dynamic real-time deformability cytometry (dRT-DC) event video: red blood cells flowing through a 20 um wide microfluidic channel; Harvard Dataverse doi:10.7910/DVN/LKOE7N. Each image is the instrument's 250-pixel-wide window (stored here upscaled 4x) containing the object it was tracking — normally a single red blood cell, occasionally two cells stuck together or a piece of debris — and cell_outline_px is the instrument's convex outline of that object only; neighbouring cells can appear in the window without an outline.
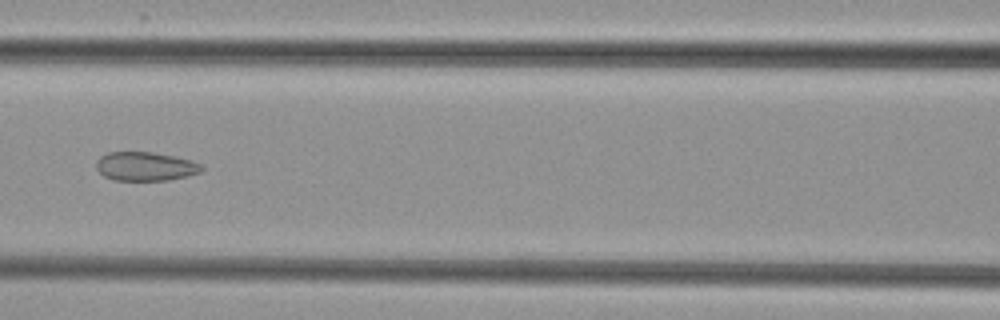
{"species": "common noctule bat (a hibernating species)", "species_latin": "Nyctalus noctula", "temperature_condition": "cold", "stored_images_in_passage": 7, "camera_frame_rate_fps": 3000, "um_per_image_px": 0.085, "animal": {"sex": "female", "body_mass_g": 29.2, "forearm_length_mm": 56.3}, "frame": {"image": 1, "passage_image": 6, "time_ms": 6.0, "image_size_px": [1000, 320], "cell_outline_px": [[204, 168], [200, 172], [188, 176], [168, 180], [112, 180], [104, 176], [96, 168], [96, 160], [100, 156], [108, 152], [152, 152], [176, 156], [192, 160], [200, 164]], "centroid_in_image_um": [12.36, 14.14], "position_along_channel_um": 154.2, "area_um2": 17.86}}
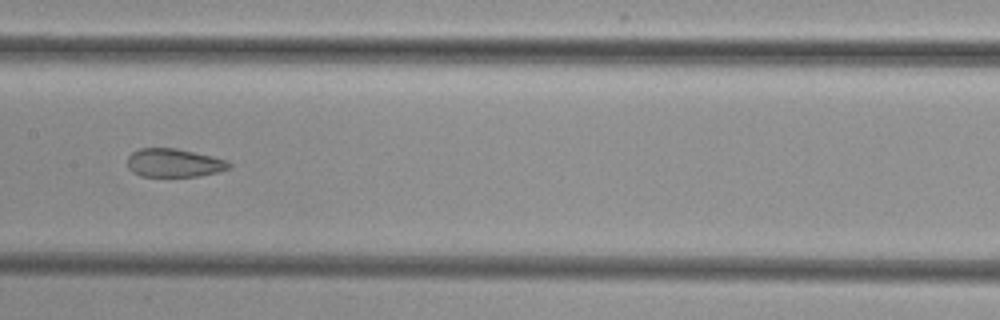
{"frame": {"image": 2, "passage_image": 7, "time_ms": 7.0, "image_size_px": [1000, 320], "cell_outline_px": [[232, 168], [200, 176], [140, 176], [132, 172], [128, 168], [128, 156], [132, 152], [140, 148], [176, 148], [212, 156], [228, 160], [232, 164]], "centroid_in_image_um": [14.81, 13.84], "position_along_channel_um": 192.6, "area_um2": 16.94}}